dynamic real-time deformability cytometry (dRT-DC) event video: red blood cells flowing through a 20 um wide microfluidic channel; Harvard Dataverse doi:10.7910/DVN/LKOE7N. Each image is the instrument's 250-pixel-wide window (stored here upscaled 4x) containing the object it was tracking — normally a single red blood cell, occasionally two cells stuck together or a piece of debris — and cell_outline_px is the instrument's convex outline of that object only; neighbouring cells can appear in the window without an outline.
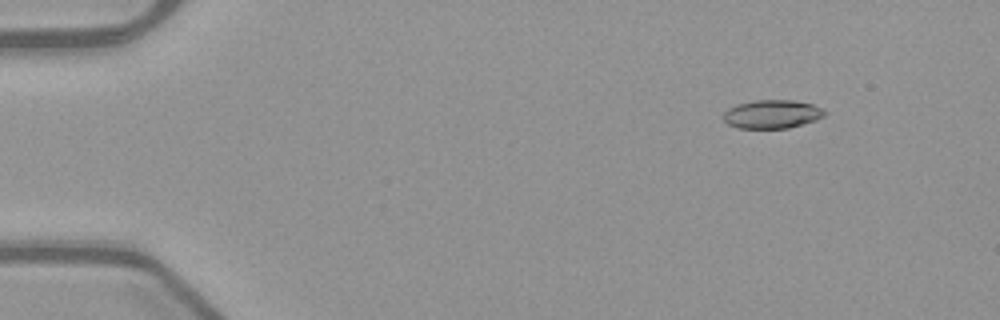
{"species": "common noctule bat (a hibernating species)", "species_latin": "Nyctalus noctula", "temperature_condition": "warm", "stored_images_in_passage": 53, "camera_frame_rate_fps": 3000, "um_per_image_px": 0.085, "animal": {"sex": "female", "body_mass_g": 21.9}, "frame": {"image": 1, "passage_image": 7, "time_ms": 2.0, "image_size_px": [1000, 320], "cell_outline_px": [[828, 112], [824, 116], [816, 120], [788, 128], [736, 128], [728, 124], [724, 120], [724, 112], [728, 108], [736, 104], [752, 100], [792, 100], [812, 104]], "centroid_in_image_um": [65.61, 9.7], "position_along_channel_um": 19.4, "area_um2": 16.88}}
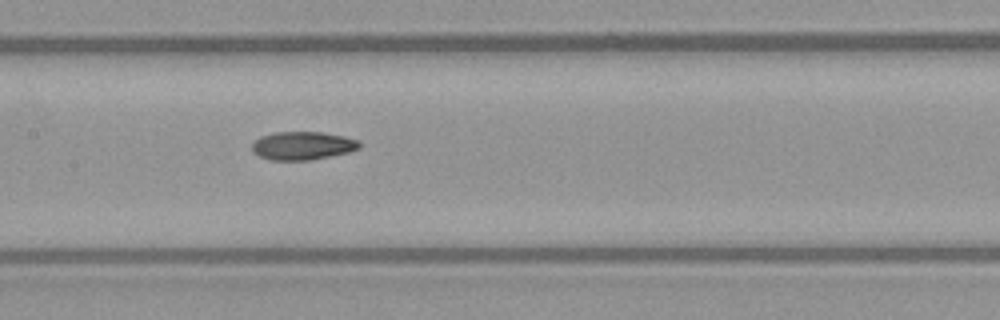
{"frame": {"image": 2, "passage_image": 27, "time_ms": 8.667, "image_size_px": [1000, 320], "cell_outline_px": [[360, 148], [348, 152], [312, 160], [268, 160], [252, 152], [252, 144], [260, 136], [276, 132], [324, 132], [344, 136], [360, 140]], "centroid_in_image_um": [25.73, 12.38], "position_along_channel_um": 181.7, "area_um2": 17.8}}
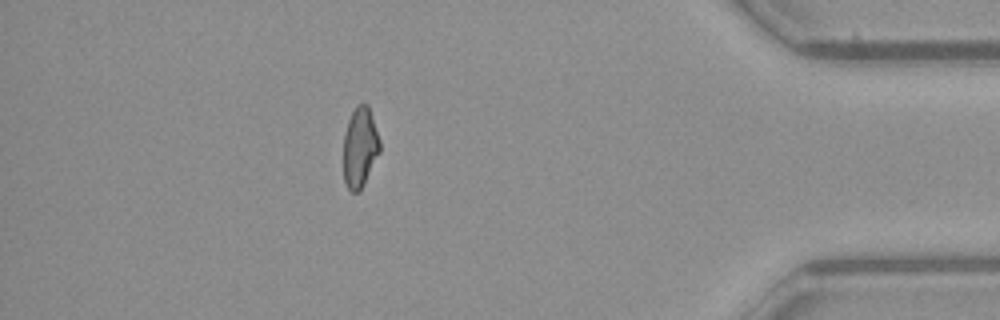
{"frame": {"image": 3, "passage_image": 47, "time_ms": 15.333, "image_size_px": [1000, 320], "cell_outline_px": [[380, 152], [360, 192], [352, 192], [348, 188], [344, 180], [344, 132], [348, 120], [356, 104], [368, 104], [380, 140]], "centroid_in_image_um": [30.6, 12.52], "position_along_channel_um": 404.6, "area_um2": 17.05}, "authors_computed_cell_mechanics": {"area_um2": 17.5712, "velocity_mm_per_s": 4.0003, "shape_relaxation_time_tau1_ms": null, "shape_relaxation_time_tau2_ms": 4.2572, "deformation_change_tau1": null, "deformation_change_tau2": 0.1167}}